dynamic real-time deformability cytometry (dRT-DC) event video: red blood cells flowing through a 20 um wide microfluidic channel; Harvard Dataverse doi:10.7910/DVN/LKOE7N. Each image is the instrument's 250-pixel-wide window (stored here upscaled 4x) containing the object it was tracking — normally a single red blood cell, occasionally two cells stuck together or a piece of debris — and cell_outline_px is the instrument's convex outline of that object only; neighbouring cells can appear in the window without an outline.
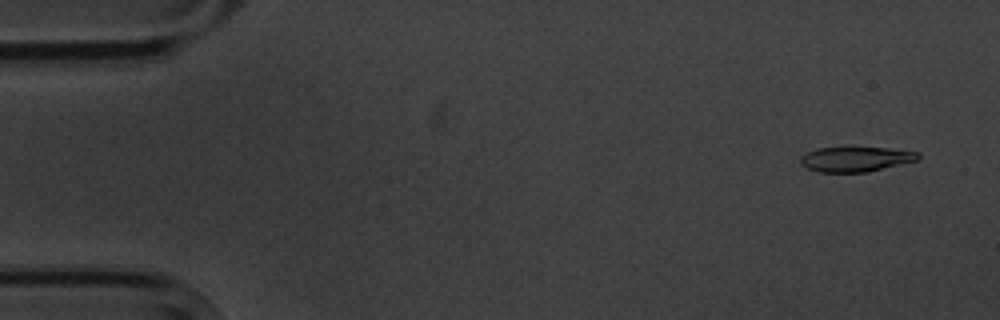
{"species": "common noctule bat (a hibernating species)", "species_latin": "Nyctalus noctula", "temperature_condition": "cold", "stored_images_in_passage": 4, "camera_frame_rate_fps": 3000, "um_per_image_px": 0.085, "animal": {"sex": "male", "body_mass_g": 20.1, "forearm_length_mm": 53.5}, "frame": {"image": 1, "passage_image": 1, "time_ms": 0.0, "image_size_px": [1000, 320], "cell_outline_px": [[920, 156], [916, 160], [868, 172], [820, 172], [808, 168], [800, 164], [800, 156], [816, 148], [848, 144], [888, 148], [920, 152]], "centroid_in_image_um": [72.69, 13.47], "position_along_channel_um": 12.3, "area_um2": 17.92}}
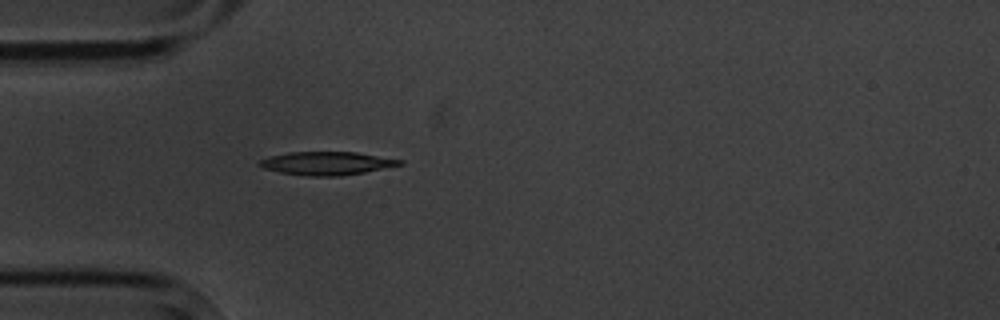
{"frame": {"image": 2, "passage_image": 4, "time_ms": 4.333, "image_size_px": [1000, 320], "cell_outline_px": [[404, 164], [364, 172], [340, 176], [304, 176], [280, 172], [264, 168], [256, 164], [260, 160], [268, 156], [288, 152], [356, 152], [404, 160]], "centroid_in_image_um": [27.76, 13.88], "position_along_channel_um": 57.2, "area_um2": 19.07}}